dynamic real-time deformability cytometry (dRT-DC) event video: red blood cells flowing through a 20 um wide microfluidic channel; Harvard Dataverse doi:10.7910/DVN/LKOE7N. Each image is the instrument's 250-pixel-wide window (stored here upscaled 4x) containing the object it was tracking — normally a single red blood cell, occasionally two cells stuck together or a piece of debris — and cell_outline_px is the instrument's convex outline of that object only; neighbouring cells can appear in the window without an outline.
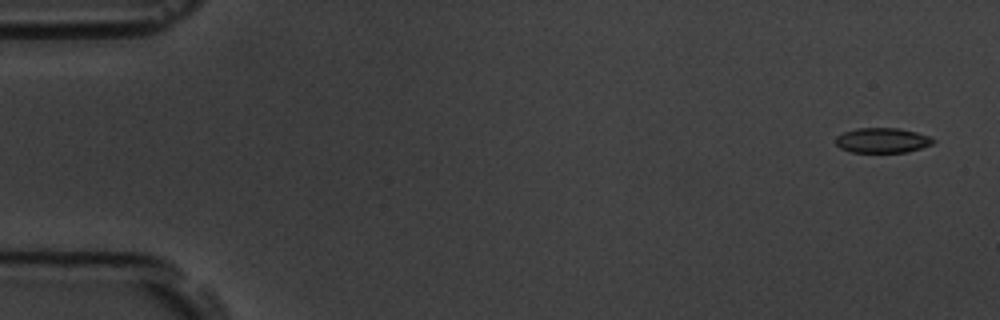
{"species": "common noctule bat (a hibernating species)", "species_latin": "Nyctalus noctula", "temperature_condition": "room temperature", "stored_images_in_passage": 6, "segment_of_instrument_passage": [1, 2], "camera_frame_rate_fps": 3000, "um_per_image_px": 0.085, "animal": {"sex": "male", "body_mass_g": 19.5, "forearm_length_mm": 54.6}, "frame": {"image": 1, "passage_image": 1, "time_ms": 0.0, "image_size_px": [1000, 320], "cell_outline_px": [[936, 140], [932, 144], [908, 152], [852, 152], [840, 148], [836, 144], [836, 136], [844, 132], [856, 128], [896, 128], [916, 132], [928, 136]], "centroid_in_image_um": [74.98, 11.93], "position_along_channel_um": 10.0, "area_um2": 14.1}}
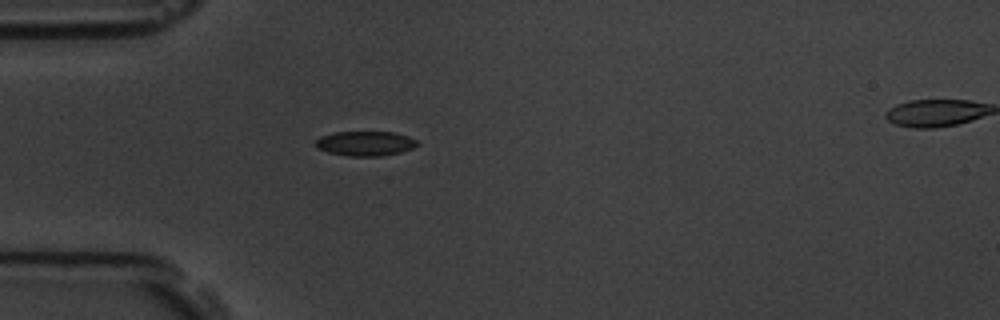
{"frame": {"image": 2, "passage_image": 5, "time_ms": 4.667, "image_size_px": [1000, 320], "cell_outline_px": [[420, 144], [412, 148], [400, 152], [380, 156], [348, 156], [328, 152], [316, 148], [316, 140], [320, 136], [332, 132], [396, 132], [408, 136], [416, 140]], "centroid_in_image_um": [31.04, 12.19], "position_along_channel_um": 54.0, "area_um2": 14.68}}